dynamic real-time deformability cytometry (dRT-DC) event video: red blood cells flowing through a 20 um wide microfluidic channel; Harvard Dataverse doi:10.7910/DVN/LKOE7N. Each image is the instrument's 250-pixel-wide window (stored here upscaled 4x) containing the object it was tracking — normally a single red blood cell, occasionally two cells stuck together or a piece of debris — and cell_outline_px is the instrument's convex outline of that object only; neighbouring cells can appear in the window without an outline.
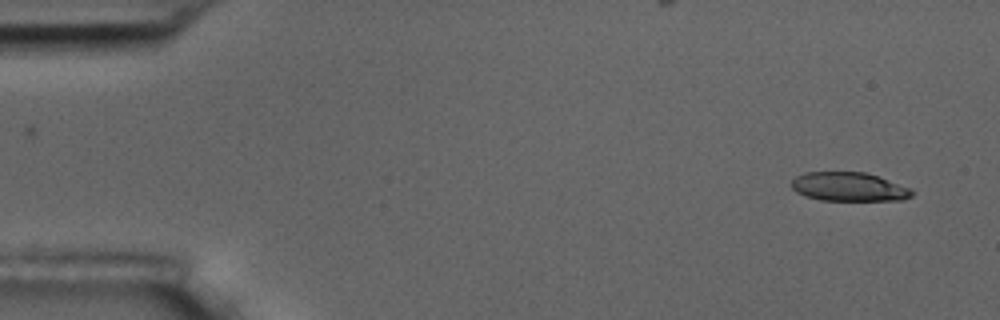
{"species": "common noctule bat (a hibernating species)", "species_latin": "Nyctalus noctula", "temperature_condition": "room temperature", "stored_images_in_passage": 4, "camera_frame_rate_fps": 3000, "um_per_image_px": 0.085, "animal": {"sex": "male", "body_mass_g": 17.5, "forearm_length_mm": 52.3}, "frame": {"image": 1, "passage_image": 1, "time_ms": 0.0, "image_size_px": [1000, 320], "cell_outline_px": [[912, 196], [904, 200], [820, 200], [804, 196], [796, 192], [792, 188], [792, 180], [796, 176], [804, 172], [864, 172], [880, 176], [912, 188]], "centroid_in_image_um": [72.17, 15.87], "position_along_channel_um": 12.8, "area_um2": 20.46}}